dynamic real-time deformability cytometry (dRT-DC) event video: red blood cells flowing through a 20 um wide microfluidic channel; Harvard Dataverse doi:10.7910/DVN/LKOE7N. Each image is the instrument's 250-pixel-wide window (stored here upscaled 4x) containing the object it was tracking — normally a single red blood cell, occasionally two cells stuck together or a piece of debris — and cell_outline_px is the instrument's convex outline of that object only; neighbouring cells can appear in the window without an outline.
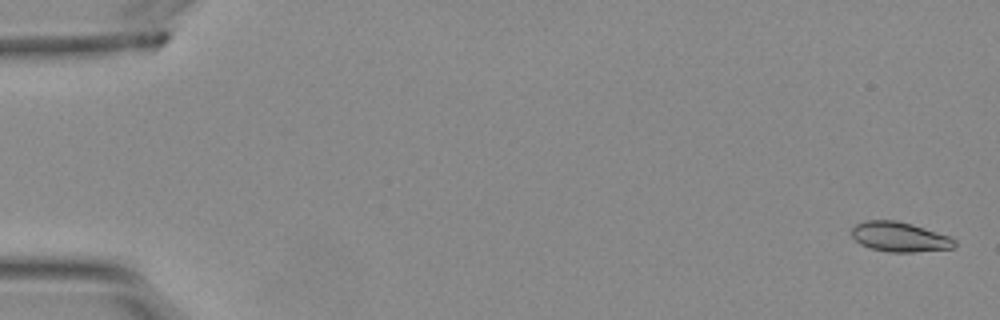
{"species": "Egyptian fruit bat (a non-hibernating species)", "species_latin": "Rousettus aegyptiacus", "temperature_condition": "warm", "stored_images_in_passage": 5, "camera_frame_rate_fps": 3000, "um_per_image_px": 0.085, "animal": {"sex": "female"}, "frame": {"image": 1, "passage_image": 1, "time_ms": 0.0, "image_size_px": [1000, 320], "cell_outline_px": [[956, 244], [952, 248], [912, 252], [888, 252], [872, 248], [860, 244], [852, 236], [852, 228], [856, 224], [864, 220], [896, 220], [912, 224], [948, 236], [956, 240]], "centroid_in_image_um": [76.44, 20.13], "position_along_channel_um": 8.6, "area_um2": 17.69}}